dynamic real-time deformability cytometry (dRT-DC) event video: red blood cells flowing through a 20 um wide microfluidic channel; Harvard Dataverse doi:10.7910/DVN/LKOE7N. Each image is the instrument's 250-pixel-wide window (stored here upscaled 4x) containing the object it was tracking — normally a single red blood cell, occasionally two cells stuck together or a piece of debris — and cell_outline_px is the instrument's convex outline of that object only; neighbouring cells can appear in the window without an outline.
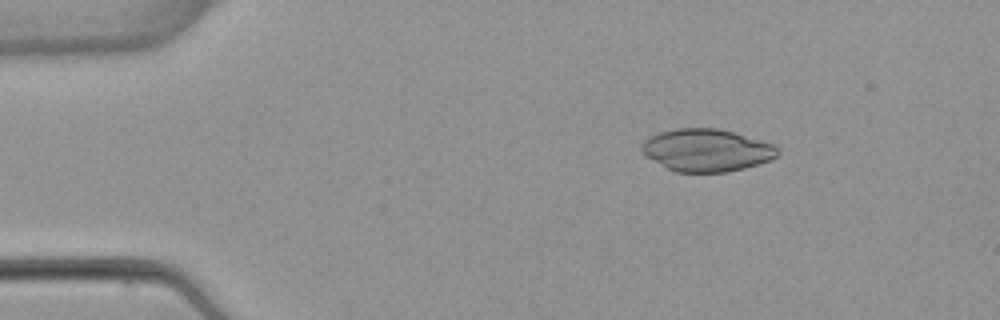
{"species": "common noctule bat (a hibernating species)", "species_latin": "Nyctalus noctula", "temperature_condition": "warm", "stored_images_in_passage": 6, "camera_frame_rate_fps": 3000, "um_per_image_px": 0.085, "animal": {"sex": "female", "body_mass_g": 22.7, "forearm_length_mm": 54.2}, "frame": {"image": 1, "passage_image": 3, "time_ms": 2.333, "image_size_px": [1000, 320], "cell_outline_px": [[780, 152], [772, 160], [744, 168], [728, 172], [676, 172], [644, 156], [640, 148], [640, 144], [644, 140], [660, 132], [676, 128], [716, 128], [732, 132], [776, 144], [780, 148]], "centroid_in_image_um": [60.08, 12.77], "position_along_channel_um": 24.9, "area_um2": 33.81}}